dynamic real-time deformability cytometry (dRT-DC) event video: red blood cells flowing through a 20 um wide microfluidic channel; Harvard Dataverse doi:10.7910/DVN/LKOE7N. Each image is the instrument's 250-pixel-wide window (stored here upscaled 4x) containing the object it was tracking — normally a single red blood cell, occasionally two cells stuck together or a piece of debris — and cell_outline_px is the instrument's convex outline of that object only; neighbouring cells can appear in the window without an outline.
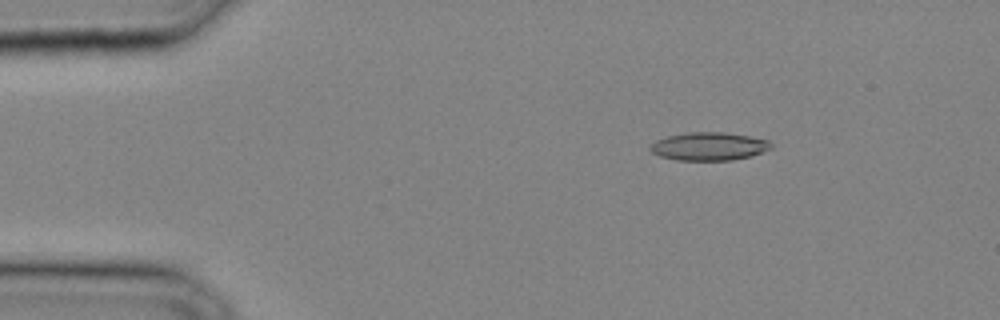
{"species": "common noctule bat (a hibernating species)", "species_latin": "Nyctalus noctula", "temperature_condition": "cold", "stored_images_in_passage": 32, "camera_frame_rate_fps": 3000, "um_per_image_px": 0.085, "animal": {"sex": "male", "body_mass_g": 20.4}, "frame": {"image": 1, "passage_image": 5, "time_ms": 1.333, "image_size_px": [1000, 320], "cell_outline_px": [[772, 148], [752, 156], [732, 160], [676, 160], [660, 156], [652, 152], [648, 148], [656, 140], [668, 136], [688, 132], [724, 132], [748, 136], [768, 140], [772, 144]], "centroid_in_image_um": [60.26, 12.44], "position_along_channel_um": 24.7, "area_um2": 19.77}}
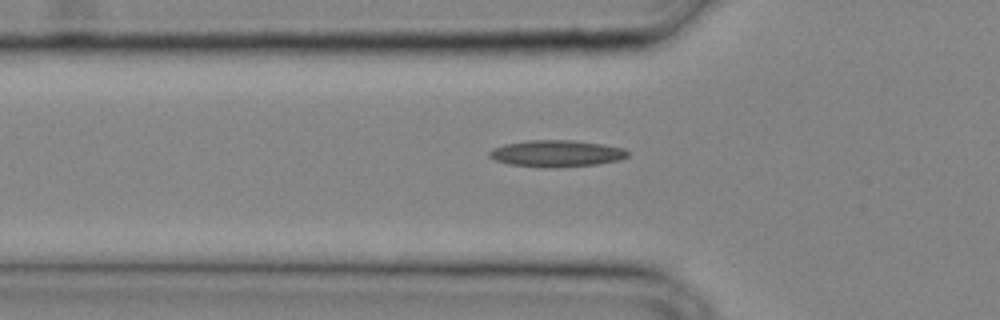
{"frame": {"image": 2, "passage_image": 11, "time_ms": 3.333, "image_size_px": [1000, 320], "cell_outline_px": [[628, 156], [620, 160], [596, 164], [556, 168], [540, 168], [508, 164], [496, 160], [488, 156], [488, 152], [492, 148], [504, 144], [528, 140], [572, 140], [604, 144], [624, 148], [628, 152]], "centroid_in_image_um": [47.28, 13.05], "position_along_channel_um": 78.5, "area_um2": 21.79}}
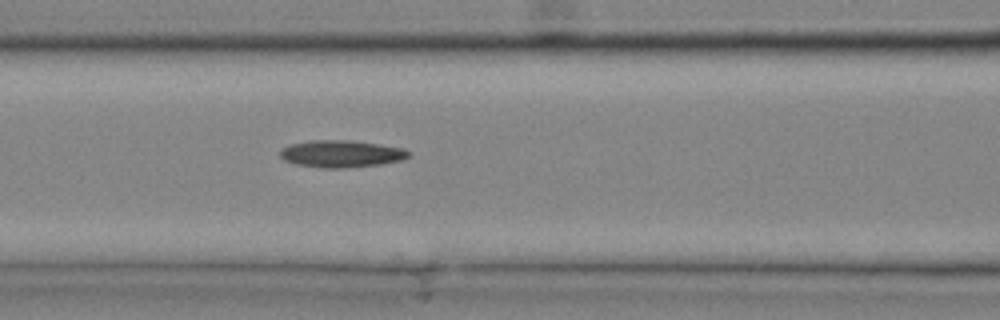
{"frame": {"image": 3, "passage_image": 14, "time_ms": 4.333, "image_size_px": [1000, 320], "cell_outline_px": [[412, 152], [404, 160], [380, 164], [344, 168], [320, 168], [296, 164], [284, 160], [280, 156], [280, 148], [288, 144], [312, 140], [348, 140], [404, 148]], "centroid_in_image_um": [28.98, 13.07], "position_along_channel_um": 137.6, "area_um2": 20.4}}